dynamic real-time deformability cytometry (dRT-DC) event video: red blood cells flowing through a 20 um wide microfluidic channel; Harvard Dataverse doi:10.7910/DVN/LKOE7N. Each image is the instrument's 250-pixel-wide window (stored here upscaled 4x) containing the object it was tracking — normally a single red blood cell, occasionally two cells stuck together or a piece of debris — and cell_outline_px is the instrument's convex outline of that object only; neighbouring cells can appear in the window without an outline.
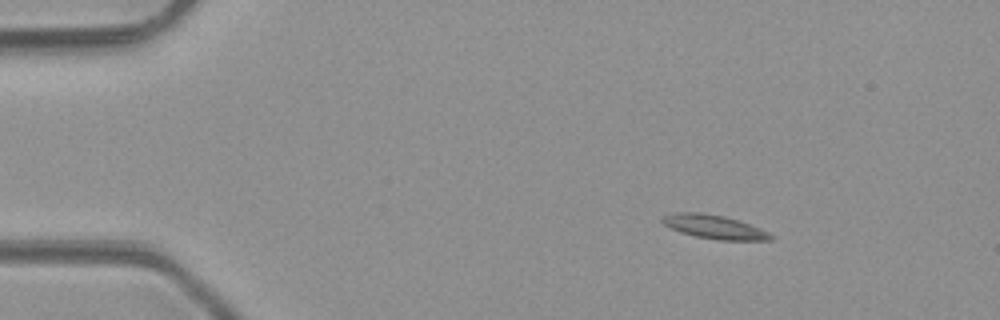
{"species": "common noctule bat (a hibernating species)", "species_latin": "Nyctalus noctula", "temperature_condition": "room temperature", "stored_images_in_passage": 3, "camera_frame_rate_fps": 3000, "um_per_image_px": 0.085, "animal": {"sex": "male", "body_mass_g": 23.1, "forearm_length_mm": 52.7}, "frame": {"image": 1, "passage_image": 1, "time_ms": 0.0, "image_size_px": [1000, 320], "cell_outline_px": [[776, 236], [772, 240], [720, 240], [696, 236], [680, 232], [664, 224], [660, 220], [664, 216], [676, 212], [700, 212], [724, 216], [760, 228]], "centroid_in_image_um": [60.73, 19.29], "position_along_channel_um": 24.3, "area_um2": 14.85}}